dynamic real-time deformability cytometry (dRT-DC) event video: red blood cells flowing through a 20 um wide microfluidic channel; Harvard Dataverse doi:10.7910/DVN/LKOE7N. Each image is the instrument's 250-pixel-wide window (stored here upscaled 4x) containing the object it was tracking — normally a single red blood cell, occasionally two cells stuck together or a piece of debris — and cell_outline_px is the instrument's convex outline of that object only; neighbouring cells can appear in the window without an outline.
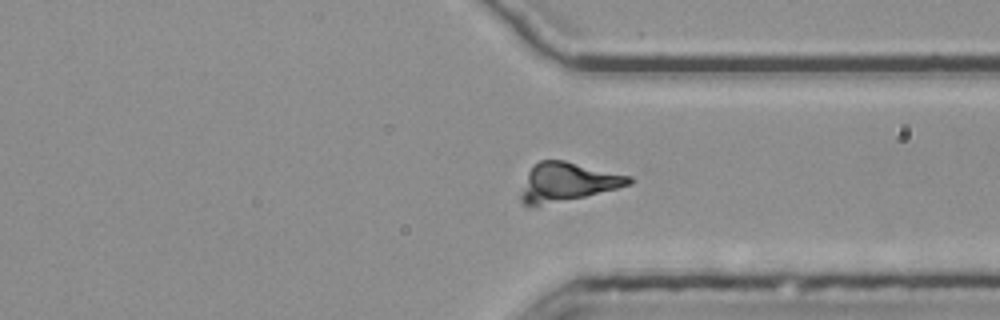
{"species": "common noctule bat (a hibernating species)", "species_latin": "Nyctalus noctula", "temperature_condition": "room temperature", "stored_images_in_passage": 63, "camera_frame_rate_fps": 3000, "um_per_image_px": 0.085, "animal": {"sex": "female", "body_mass_g": 25.1}, "frame": {"image": 1, "passage_image": 48, "time_ms": 15.667, "image_size_px": [1000, 320], "cell_outline_px": [[636, 180], [632, 184], [584, 196], [528, 208], [520, 204], [520, 196], [528, 172], [532, 164], [540, 160], [564, 160], [632, 176]], "centroid_in_image_um": [48.2, 15.48], "position_along_channel_um": 363.2, "area_um2": 24.51}}
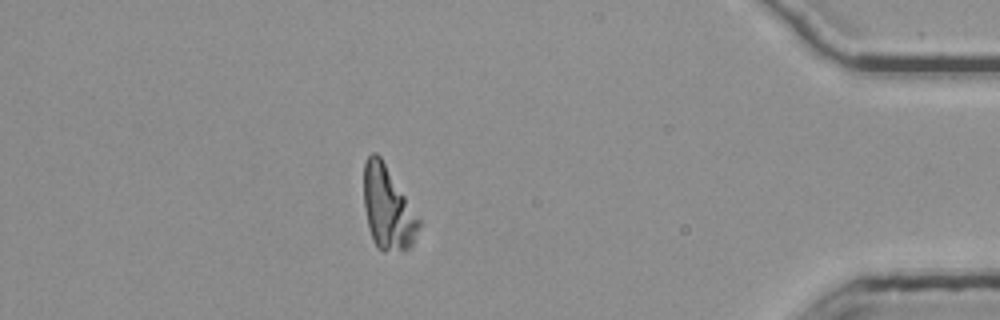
{"frame": {"image": 2, "passage_image": 55, "time_ms": 18.0, "image_size_px": [1000, 320], "cell_outline_px": [[420, 224], [412, 244], [404, 252], [384, 252], [376, 248], [372, 240], [364, 208], [364, 164], [368, 156], [372, 152], [376, 152], [380, 156], [420, 220]], "centroid_in_image_um": [32.93, 17.73], "position_along_channel_um": 402.3, "area_um2": 26.47}}